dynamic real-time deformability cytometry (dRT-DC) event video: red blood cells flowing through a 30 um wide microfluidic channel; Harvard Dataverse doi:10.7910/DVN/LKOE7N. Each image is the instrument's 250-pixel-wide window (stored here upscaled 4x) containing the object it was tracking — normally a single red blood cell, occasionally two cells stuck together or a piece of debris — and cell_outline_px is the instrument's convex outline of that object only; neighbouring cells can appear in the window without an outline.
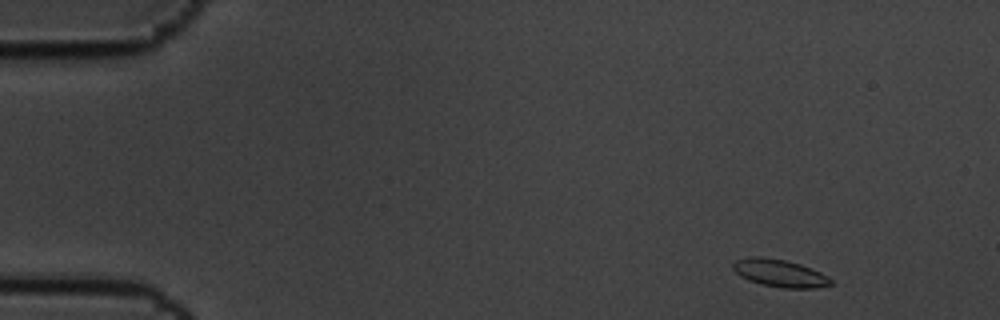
{"species": "common noctule bat (a hibernating species)", "species_latin": "Nyctalus noctula", "temperature_condition": "cold", "stored_images_in_passage": 6, "camera_frame_rate_fps": 3000, "um_per_image_px": 0.085, "animal": {"sex": "male", "body_mass_g": 19.5, "forearm_length_mm": 54.6}, "frame": {"image": 1, "passage_image": 1, "time_ms": 0.0, "image_size_px": [1000, 320], "cell_outline_px": [[832, 284], [816, 288], [784, 288], [760, 284], [748, 280], [740, 276], [732, 268], [732, 264], [736, 260], [748, 256], [760, 256], [784, 260], [800, 264], [812, 268], [828, 276], [832, 280]], "centroid_in_image_um": [66.26, 23.21], "position_along_channel_um": 18.7, "area_um2": 15.78}}
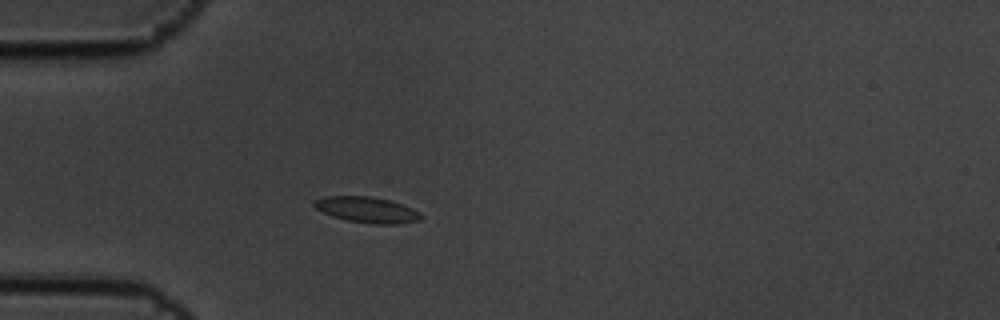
{"frame": {"image": 2, "passage_image": 4, "time_ms": 1.0, "image_size_px": [1000, 320], "cell_outline_px": [[424, 216], [420, 220], [400, 224], [372, 224], [348, 220], [332, 216], [316, 208], [312, 204], [316, 200], [324, 196], [372, 196], [388, 200], [412, 208], [420, 212]], "centroid_in_image_um": [31.22, 17.83], "position_along_channel_um": 53.8, "area_um2": 16.01}}
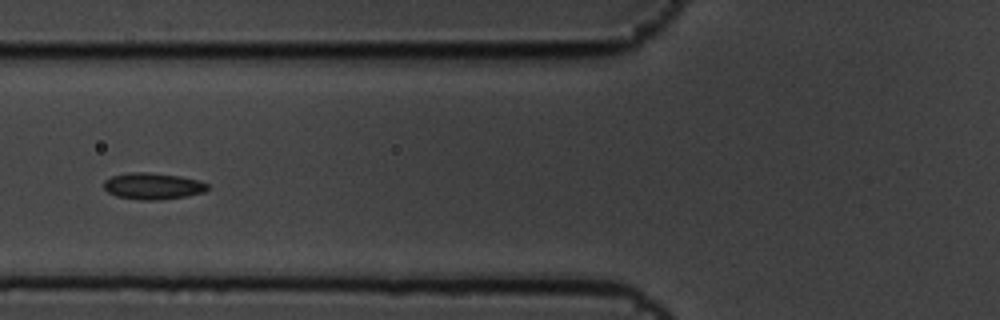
{"frame": {"image": 3, "passage_image": 6, "time_ms": 1.667, "image_size_px": [1000, 320], "cell_outline_px": [[208, 188], [204, 192], [188, 196], [160, 200], [140, 200], [116, 196], [108, 192], [104, 188], [104, 180], [112, 176], [132, 172], [148, 172], [180, 176], [200, 180], [208, 184]], "centroid_in_image_um": [13.01, 15.82], "position_along_channel_um": 112.8, "area_um2": 16.13}}